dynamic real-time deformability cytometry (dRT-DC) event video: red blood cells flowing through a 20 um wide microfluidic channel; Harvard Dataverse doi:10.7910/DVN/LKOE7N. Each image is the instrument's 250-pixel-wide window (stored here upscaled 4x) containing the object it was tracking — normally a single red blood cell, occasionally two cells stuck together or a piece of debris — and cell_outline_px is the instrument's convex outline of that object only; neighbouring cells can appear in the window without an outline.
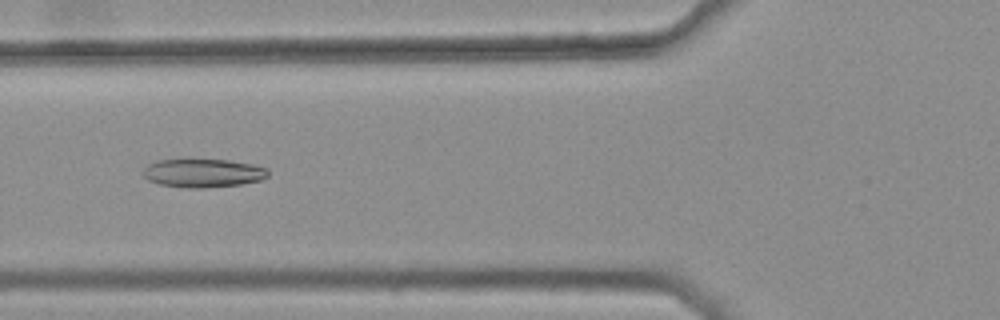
{"species": "common noctule bat (a hibernating species)", "species_latin": "Nyctalus noctula", "temperature_condition": "warm", "stored_images_in_passage": 5, "camera_frame_rate_fps": 3000, "um_per_image_px": 0.085, "animal": {"sex": "female", "body_mass_g": 25.1}, "frame": {"image": 1, "passage_image": 4, "time_ms": 1.0, "image_size_px": [1000, 320], "cell_outline_px": [[268, 176], [260, 180], [240, 184], [204, 188], [188, 188], [160, 184], [148, 180], [144, 176], [144, 168], [148, 164], [156, 160], [188, 156], [228, 160], [252, 164], [268, 168]], "centroid_in_image_um": [17.22, 14.65], "position_along_channel_um": 108.6, "area_um2": 21.62}}
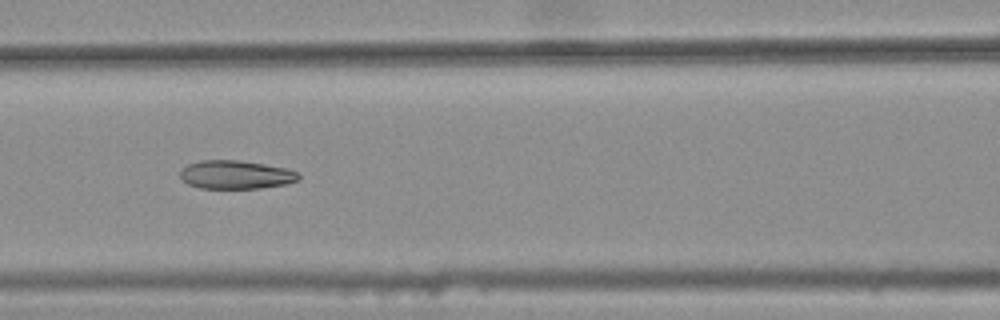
{"frame": {"image": 2, "passage_image": 5, "time_ms": 1.333, "image_size_px": [1000, 320], "cell_outline_px": [[300, 180], [288, 184], [260, 188], [200, 188], [188, 184], [180, 176], [180, 172], [188, 164], [200, 160], [236, 160], [264, 164], [284, 168], [300, 172]], "centroid_in_image_um": [20.09, 14.85], "position_along_channel_um": 146.5, "area_um2": 19.65}}